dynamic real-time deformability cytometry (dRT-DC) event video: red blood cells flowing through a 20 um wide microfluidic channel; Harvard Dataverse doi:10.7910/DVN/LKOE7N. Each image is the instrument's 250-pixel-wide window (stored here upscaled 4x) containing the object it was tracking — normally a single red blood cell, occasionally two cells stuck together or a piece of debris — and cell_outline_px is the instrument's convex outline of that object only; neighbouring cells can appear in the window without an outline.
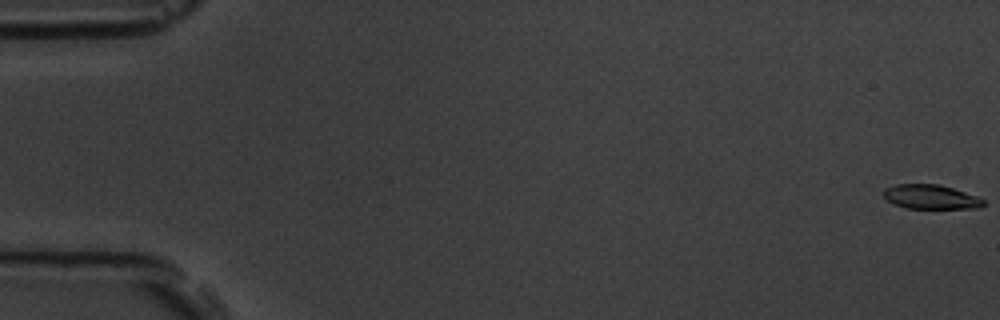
{"species": "common noctule bat (a hibernating species)", "species_latin": "Nyctalus noctula", "temperature_condition": "room temperature", "stored_images_in_passage": 7, "segment_of_instrument_passage": [1, 2], "camera_frame_rate_fps": 3000, "um_per_image_px": 0.085, "animal": {"sex": "male", "body_mass_g": 19.5, "forearm_length_mm": 54.6}, "frame": {"image": 1, "passage_image": 1, "time_ms": 0.0, "image_size_px": [1000, 320], "cell_outline_px": [[984, 204], [980, 208], [904, 208], [888, 200], [884, 196], [884, 188], [896, 184], [940, 184], [976, 196], [984, 200]], "centroid_in_image_um": [79.11, 16.73], "position_along_channel_um": 5.9, "area_um2": 13.99}}
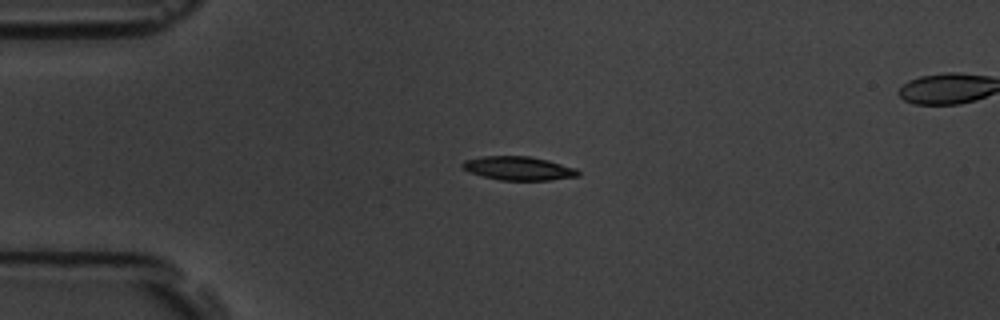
{"frame": {"image": 2, "passage_image": 5, "time_ms": 4.667, "image_size_px": [1000, 320], "cell_outline_px": [[580, 176], [548, 180], [500, 180], [468, 172], [460, 164], [464, 160], [480, 156], [528, 156], [548, 160], [576, 168], [580, 172]], "centroid_in_image_um": [44.07, 14.3], "position_along_channel_um": 40.9, "area_um2": 16.01}}